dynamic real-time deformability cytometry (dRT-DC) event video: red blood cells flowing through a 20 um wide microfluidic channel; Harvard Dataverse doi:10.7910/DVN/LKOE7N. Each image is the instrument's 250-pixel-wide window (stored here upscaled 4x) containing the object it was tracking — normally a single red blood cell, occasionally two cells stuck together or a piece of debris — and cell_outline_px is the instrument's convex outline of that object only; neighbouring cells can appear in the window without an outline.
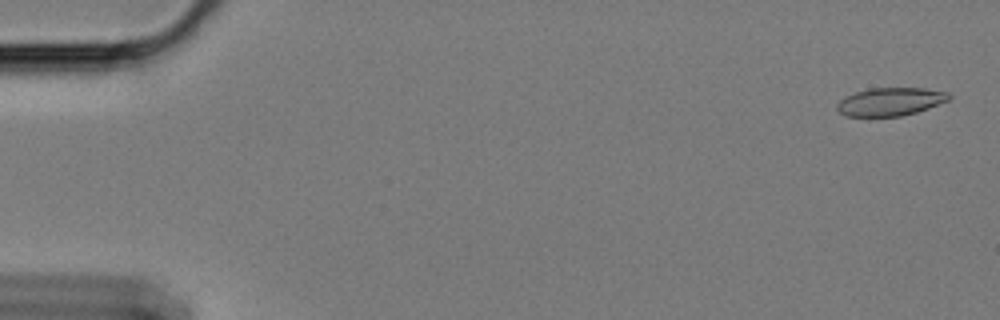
{"species": "Egyptian fruit bat (a non-hibernating species)", "species_latin": "Rousettus aegyptiacus", "temperature_condition": "cold", "stored_images_in_passage": 59, "camera_frame_rate_fps": 3000, "um_per_image_px": 0.085, "animal": {"sex": "female"}, "frame": {"image": 1, "passage_image": 2, "time_ms": 0.333, "image_size_px": [1000, 320], "cell_outline_px": [[952, 96], [948, 100], [928, 108], [916, 112], [900, 116], [844, 116], [836, 108], [836, 104], [844, 96], [868, 88], [924, 88], [948, 92]], "centroid_in_image_um": [75.66, 8.63], "position_along_channel_um": 9.3, "area_um2": 18.32}}
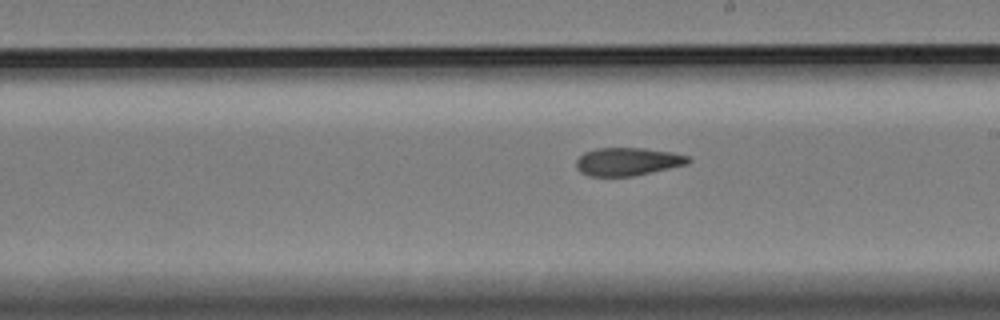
{"frame": {"image": 2, "passage_image": 34, "time_ms": 11.0, "image_size_px": [1000, 320], "cell_outline_px": [[692, 160], [684, 164], [668, 168], [632, 176], [588, 176], [580, 172], [576, 168], [576, 160], [584, 152], [596, 148], [644, 148], [672, 152], [688, 156]], "centroid_in_image_um": [53.29, 13.73], "position_along_channel_um": 235.7, "area_um2": 18.15}}
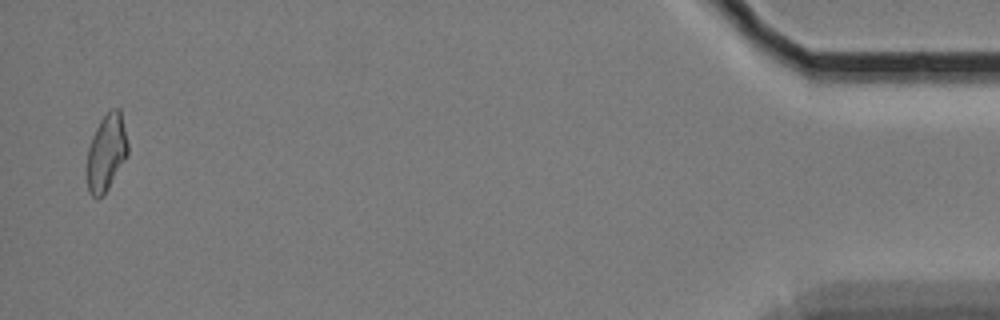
{"frame": {"image": 3, "passage_image": 58, "time_ms": 19.0, "image_size_px": [1000, 320], "cell_outline_px": [[128, 152], [124, 160], [108, 188], [96, 200], [88, 192], [88, 148], [92, 136], [100, 120], [112, 108], [120, 108], [128, 144]], "centroid_in_image_um": [9.04, 12.94], "position_along_channel_um": 426.2, "area_um2": 17.86}, "authors_computed_cell_mechanics": {"area_um2": 18.9006, "velocity_mm_per_s": 3.4029, "shape_relaxation_time_tau1_ms": null, "shape_relaxation_time_tau2_ms": 4.4891, "deformation_change_tau1": null, "deformation_change_tau2": 0.123}}